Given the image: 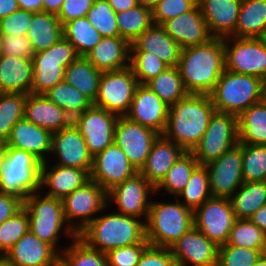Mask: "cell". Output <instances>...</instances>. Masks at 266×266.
Wrapping results in <instances>:
<instances>
[{"label": "cell", "mask_w": 266, "mask_h": 266, "mask_svg": "<svg viewBox=\"0 0 266 266\" xmlns=\"http://www.w3.org/2000/svg\"><path fill=\"white\" fill-rule=\"evenodd\" d=\"M249 220L256 224L266 234V204L255 212Z\"/></svg>", "instance_id": "cell-61"}, {"label": "cell", "mask_w": 266, "mask_h": 266, "mask_svg": "<svg viewBox=\"0 0 266 266\" xmlns=\"http://www.w3.org/2000/svg\"><path fill=\"white\" fill-rule=\"evenodd\" d=\"M24 118L51 133L72 124L71 117L44 95L27 94L24 104Z\"/></svg>", "instance_id": "cell-28"}, {"label": "cell", "mask_w": 266, "mask_h": 266, "mask_svg": "<svg viewBox=\"0 0 266 266\" xmlns=\"http://www.w3.org/2000/svg\"><path fill=\"white\" fill-rule=\"evenodd\" d=\"M27 37L34 53L46 50L63 37V25L57 15L47 12L33 13Z\"/></svg>", "instance_id": "cell-32"}, {"label": "cell", "mask_w": 266, "mask_h": 266, "mask_svg": "<svg viewBox=\"0 0 266 266\" xmlns=\"http://www.w3.org/2000/svg\"><path fill=\"white\" fill-rule=\"evenodd\" d=\"M238 143V116L215 111L206 132L191 152L199 165H208Z\"/></svg>", "instance_id": "cell-8"}, {"label": "cell", "mask_w": 266, "mask_h": 266, "mask_svg": "<svg viewBox=\"0 0 266 266\" xmlns=\"http://www.w3.org/2000/svg\"><path fill=\"white\" fill-rule=\"evenodd\" d=\"M234 194L229 199L236 219H249L266 204V181L243 182Z\"/></svg>", "instance_id": "cell-36"}, {"label": "cell", "mask_w": 266, "mask_h": 266, "mask_svg": "<svg viewBox=\"0 0 266 266\" xmlns=\"http://www.w3.org/2000/svg\"><path fill=\"white\" fill-rule=\"evenodd\" d=\"M43 95L62 108L71 119L93 105L85 95L65 81L59 82Z\"/></svg>", "instance_id": "cell-39"}, {"label": "cell", "mask_w": 266, "mask_h": 266, "mask_svg": "<svg viewBox=\"0 0 266 266\" xmlns=\"http://www.w3.org/2000/svg\"><path fill=\"white\" fill-rule=\"evenodd\" d=\"M265 85L259 77L225 70L209 95L216 111L239 116L263 99Z\"/></svg>", "instance_id": "cell-5"}, {"label": "cell", "mask_w": 266, "mask_h": 266, "mask_svg": "<svg viewBox=\"0 0 266 266\" xmlns=\"http://www.w3.org/2000/svg\"><path fill=\"white\" fill-rule=\"evenodd\" d=\"M0 55H1V34H0Z\"/></svg>", "instance_id": "cell-69"}, {"label": "cell", "mask_w": 266, "mask_h": 266, "mask_svg": "<svg viewBox=\"0 0 266 266\" xmlns=\"http://www.w3.org/2000/svg\"><path fill=\"white\" fill-rule=\"evenodd\" d=\"M138 85V80L130 66L102 72L98 95L93 105L118 116H125L130 109Z\"/></svg>", "instance_id": "cell-11"}, {"label": "cell", "mask_w": 266, "mask_h": 266, "mask_svg": "<svg viewBox=\"0 0 266 266\" xmlns=\"http://www.w3.org/2000/svg\"><path fill=\"white\" fill-rule=\"evenodd\" d=\"M107 201V191L92 180L68 194L62 200L65 220L71 223L65 233L70 234L74 240L91 223L93 215L106 208ZM75 218L82 219L78 226L71 222Z\"/></svg>", "instance_id": "cell-10"}, {"label": "cell", "mask_w": 266, "mask_h": 266, "mask_svg": "<svg viewBox=\"0 0 266 266\" xmlns=\"http://www.w3.org/2000/svg\"><path fill=\"white\" fill-rule=\"evenodd\" d=\"M198 165L199 162L193 153L191 151H185L155 187V192L161 188H165V191L175 194L178 197L179 193L185 188L193 170Z\"/></svg>", "instance_id": "cell-40"}, {"label": "cell", "mask_w": 266, "mask_h": 266, "mask_svg": "<svg viewBox=\"0 0 266 266\" xmlns=\"http://www.w3.org/2000/svg\"><path fill=\"white\" fill-rule=\"evenodd\" d=\"M130 48L131 44L120 36L102 37L85 57L101 72L120 70L130 66Z\"/></svg>", "instance_id": "cell-30"}, {"label": "cell", "mask_w": 266, "mask_h": 266, "mask_svg": "<svg viewBox=\"0 0 266 266\" xmlns=\"http://www.w3.org/2000/svg\"><path fill=\"white\" fill-rule=\"evenodd\" d=\"M41 161L24 150L8 148L0 173V192L23 200L40 189Z\"/></svg>", "instance_id": "cell-6"}, {"label": "cell", "mask_w": 266, "mask_h": 266, "mask_svg": "<svg viewBox=\"0 0 266 266\" xmlns=\"http://www.w3.org/2000/svg\"><path fill=\"white\" fill-rule=\"evenodd\" d=\"M34 54L27 36L1 34V55L32 59Z\"/></svg>", "instance_id": "cell-53"}, {"label": "cell", "mask_w": 266, "mask_h": 266, "mask_svg": "<svg viewBox=\"0 0 266 266\" xmlns=\"http://www.w3.org/2000/svg\"><path fill=\"white\" fill-rule=\"evenodd\" d=\"M178 196L183 197V205L192 211L210 199L209 175L205 165H198L192 172L185 188Z\"/></svg>", "instance_id": "cell-44"}, {"label": "cell", "mask_w": 266, "mask_h": 266, "mask_svg": "<svg viewBox=\"0 0 266 266\" xmlns=\"http://www.w3.org/2000/svg\"><path fill=\"white\" fill-rule=\"evenodd\" d=\"M7 149H8V146H7L6 141L0 139V173L3 168Z\"/></svg>", "instance_id": "cell-63"}, {"label": "cell", "mask_w": 266, "mask_h": 266, "mask_svg": "<svg viewBox=\"0 0 266 266\" xmlns=\"http://www.w3.org/2000/svg\"><path fill=\"white\" fill-rule=\"evenodd\" d=\"M263 99H264V101L266 102V85H265V88H264V95H263Z\"/></svg>", "instance_id": "cell-67"}, {"label": "cell", "mask_w": 266, "mask_h": 266, "mask_svg": "<svg viewBox=\"0 0 266 266\" xmlns=\"http://www.w3.org/2000/svg\"><path fill=\"white\" fill-rule=\"evenodd\" d=\"M78 57L74 46L64 37L50 48L35 53L32 57L31 94L43 95L56 84L64 81L65 69Z\"/></svg>", "instance_id": "cell-7"}, {"label": "cell", "mask_w": 266, "mask_h": 266, "mask_svg": "<svg viewBox=\"0 0 266 266\" xmlns=\"http://www.w3.org/2000/svg\"><path fill=\"white\" fill-rule=\"evenodd\" d=\"M149 191L155 192V188L138 172L109 190L107 198L116 202L118 213L138 219L144 215L146 220L150 207L147 201Z\"/></svg>", "instance_id": "cell-20"}, {"label": "cell", "mask_w": 266, "mask_h": 266, "mask_svg": "<svg viewBox=\"0 0 266 266\" xmlns=\"http://www.w3.org/2000/svg\"><path fill=\"white\" fill-rule=\"evenodd\" d=\"M21 10L43 12V0H17Z\"/></svg>", "instance_id": "cell-58"}, {"label": "cell", "mask_w": 266, "mask_h": 266, "mask_svg": "<svg viewBox=\"0 0 266 266\" xmlns=\"http://www.w3.org/2000/svg\"><path fill=\"white\" fill-rule=\"evenodd\" d=\"M182 48L173 40L161 25L152 24L134 42L132 52H151L157 55L168 67H177Z\"/></svg>", "instance_id": "cell-27"}, {"label": "cell", "mask_w": 266, "mask_h": 266, "mask_svg": "<svg viewBox=\"0 0 266 266\" xmlns=\"http://www.w3.org/2000/svg\"><path fill=\"white\" fill-rule=\"evenodd\" d=\"M161 26L181 48L204 44L213 38L198 4L192 10L165 21Z\"/></svg>", "instance_id": "cell-23"}, {"label": "cell", "mask_w": 266, "mask_h": 266, "mask_svg": "<svg viewBox=\"0 0 266 266\" xmlns=\"http://www.w3.org/2000/svg\"><path fill=\"white\" fill-rule=\"evenodd\" d=\"M239 143L266 145V102L251 105L238 116Z\"/></svg>", "instance_id": "cell-35"}, {"label": "cell", "mask_w": 266, "mask_h": 266, "mask_svg": "<svg viewBox=\"0 0 266 266\" xmlns=\"http://www.w3.org/2000/svg\"><path fill=\"white\" fill-rule=\"evenodd\" d=\"M24 206V200L16 195L0 192V225Z\"/></svg>", "instance_id": "cell-57"}, {"label": "cell", "mask_w": 266, "mask_h": 266, "mask_svg": "<svg viewBox=\"0 0 266 266\" xmlns=\"http://www.w3.org/2000/svg\"><path fill=\"white\" fill-rule=\"evenodd\" d=\"M116 17L117 13L112 9L108 0H94L86 15V18L102 37L120 36Z\"/></svg>", "instance_id": "cell-47"}, {"label": "cell", "mask_w": 266, "mask_h": 266, "mask_svg": "<svg viewBox=\"0 0 266 266\" xmlns=\"http://www.w3.org/2000/svg\"><path fill=\"white\" fill-rule=\"evenodd\" d=\"M170 250L176 265L217 266L219 246L195 227L184 233Z\"/></svg>", "instance_id": "cell-18"}, {"label": "cell", "mask_w": 266, "mask_h": 266, "mask_svg": "<svg viewBox=\"0 0 266 266\" xmlns=\"http://www.w3.org/2000/svg\"><path fill=\"white\" fill-rule=\"evenodd\" d=\"M93 3L94 0H64L57 17L62 25L71 20L85 17Z\"/></svg>", "instance_id": "cell-56"}, {"label": "cell", "mask_w": 266, "mask_h": 266, "mask_svg": "<svg viewBox=\"0 0 266 266\" xmlns=\"http://www.w3.org/2000/svg\"><path fill=\"white\" fill-rule=\"evenodd\" d=\"M244 182L266 181V145L242 143Z\"/></svg>", "instance_id": "cell-45"}, {"label": "cell", "mask_w": 266, "mask_h": 266, "mask_svg": "<svg viewBox=\"0 0 266 266\" xmlns=\"http://www.w3.org/2000/svg\"><path fill=\"white\" fill-rule=\"evenodd\" d=\"M136 266H176L170 248L149 245Z\"/></svg>", "instance_id": "cell-55"}, {"label": "cell", "mask_w": 266, "mask_h": 266, "mask_svg": "<svg viewBox=\"0 0 266 266\" xmlns=\"http://www.w3.org/2000/svg\"><path fill=\"white\" fill-rule=\"evenodd\" d=\"M63 37L74 46L79 56H85L102 39L86 16L66 22Z\"/></svg>", "instance_id": "cell-37"}, {"label": "cell", "mask_w": 266, "mask_h": 266, "mask_svg": "<svg viewBox=\"0 0 266 266\" xmlns=\"http://www.w3.org/2000/svg\"><path fill=\"white\" fill-rule=\"evenodd\" d=\"M118 115L92 105L72 119V124L85 139L94 156L114 142V129Z\"/></svg>", "instance_id": "cell-14"}, {"label": "cell", "mask_w": 266, "mask_h": 266, "mask_svg": "<svg viewBox=\"0 0 266 266\" xmlns=\"http://www.w3.org/2000/svg\"><path fill=\"white\" fill-rule=\"evenodd\" d=\"M47 161L41 163L39 185H45L49 192L45 194L49 197L63 200L68 194L82 187L90 180V173L75 167L56 165L47 170Z\"/></svg>", "instance_id": "cell-25"}, {"label": "cell", "mask_w": 266, "mask_h": 266, "mask_svg": "<svg viewBox=\"0 0 266 266\" xmlns=\"http://www.w3.org/2000/svg\"><path fill=\"white\" fill-rule=\"evenodd\" d=\"M32 59L0 55V93H31Z\"/></svg>", "instance_id": "cell-31"}, {"label": "cell", "mask_w": 266, "mask_h": 266, "mask_svg": "<svg viewBox=\"0 0 266 266\" xmlns=\"http://www.w3.org/2000/svg\"><path fill=\"white\" fill-rule=\"evenodd\" d=\"M209 175L212 197L230 198L244 182L242 172V143L229 149L215 161L205 165Z\"/></svg>", "instance_id": "cell-16"}, {"label": "cell", "mask_w": 266, "mask_h": 266, "mask_svg": "<svg viewBox=\"0 0 266 266\" xmlns=\"http://www.w3.org/2000/svg\"><path fill=\"white\" fill-rule=\"evenodd\" d=\"M226 39L224 37L225 70L253 75L266 82V38L233 37L232 46Z\"/></svg>", "instance_id": "cell-12"}, {"label": "cell", "mask_w": 266, "mask_h": 266, "mask_svg": "<svg viewBox=\"0 0 266 266\" xmlns=\"http://www.w3.org/2000/svg\"><path fill=\"white\" fill-rule=\"evenodd\" d=\"M56 266H63L60 262Z\"/></svg>", "instance_id": "cell-70"}, {"label": "cell", "mask_w": 266, "mask_h": 266, "mask_svg": "<svg viewBox=\"0 0 266 266\" xmlns=\"http://www.w3.org/2000/svg\"><path fill=\"white\" fill-rule=\"evenodd\" d=\"M19 9L17 0H0V20Z\"/></svg>", "instance_id": "cell-59"}, {"label": "cell", "mask_w": 266, "mask_h": 266, "mask_svg": "<svg viewBox=\"0 0 266 266\" xmlns=\"http://www.w3.org/2000/svg\"><path fill=\"white\" fill-rule=\"evenodd\" d=\"M235 220L229 198L211 197L193 211L194 227L218 246L227 243Z\"/></svg>", "instance_id": "cell-13"}, {"label": "cell", "mask_w": 266, "mask_h": 266, "mask_svg": "<svg viewBox=\"0 0 266 266\" xmlns=\"http://www.w3.org/2000/svg\"><path fill=\"white\" fill-rule=\"evenodd\" d=\"M235 37L266 38V0H242Z\"/></svg>", "instance_id": "cell-34"}, {"label": "cell", "mask_w": 266, "mask_h": 266, "mask_svg": "<svg viewBox=\"0 0 266 266\" xmlns=\"http://www.w3.org/2000/svg\"><path fill=\"white\" fill-rule=\"evenodd\" d=\"M177 67L188 93L209 95L225 71L224 38L182 48Z\"/></svg>", "instance_id": "cell-1"}, {"label": "cell", "mask_w": 266, "mask_h": 266, "mask_svg": "<svg viewBox=\"0 0 266 266\" xmlns=\"http://www.w3.org/2000/svg\"><path fill=\"white\" fill-rule=\"evenodd\" d=\"M254 266H266V258L261 255L260 258L254 264Z\"/></svg>", "instance_id": "cell-65"}, {"label": "cell", "mask_w": 266, "mask_h": 266, "mask_svg": "<svg viewBox=\"0 0 266 266\" xmlns=\"http://www.w3.org/2000/svg\"><path fill=\"white\" fill-rule=\"evenodd\" d=\"M197 4L213 37H235L242 0H199Z\"/></svg>", "instance_id": "cell-24"}, {"label": "cell", "mask_w": 266, "mask_h": 266, "mask_svg": "<svg viewBox=\"0 0 266 266\" xmlns=\"http://www.w3.org/2000/svg\"><path fill=\"white\" fill-rule=\"evenodd\" d=\"M0 266H9L3 260L0 262Z\"/></svg>", "instance_id": "cell-68"}, {"label": "cell", "mask_w": 266, "mask_h": 266, "mask_svg": "<svg viewBox=\"0 0 266 266\" xmlns=\"http://www.w3.org/2000/svg\"><path fill=\"white\" fill-rule=\"evenodd\" d=\"M169 107L146 84H139L125 116L133 122L163 134L167 125Z\"/></svg>", "instance_id": "cell-19"}, {"label": "cell", "mask_w": 266, "mask_h": 266, "mask_svg": "<svg viewBox=\"0 0 266 266\" xmlns=\"http://www.w3.org/2000/svg\"><path fill=\"white\" fill-rule=\"evenodd\" d=\"M146 85L168 106L176 104L188 92L185 90L178 67H168Z\"/></svg>", "instance_id": "cell-38"}, {"label": "cell", "mask_w": 266, "mask_h": 266, "mask_svg": "<svg viewBox=\"0 0 266 266\" xmlns=\"http://www.w3.org/2000/svg\"><path fill=\"white\" fill-rule=\"evenodd\" d=\"M215 111L210 95L188 93L169 107L163 135L185 151H192L206 132Z\"/></svg>", "instance_id": "cell-2"}, {"label": "cell", "mask_w": 266, "mask_h": 266, "mask_svg": "<svg viewBox=\"0 0 266 266\" xmlns=\"http://www.w3.org/2000/svg\"><path fill=\"white\" fill-rule=\"evenodd\" d=\"M159 133L151 128L119 116L114 129V142L120 146L130 163L138 170L145 165L151 147Z\"/></svg>", "instance_id": "cell-15"}, {"label": "cell", "mask_w": 266, "mask_h": 266, "mask_svg": "<svg viewBox=\"0 0 266 266\" xmlns=\"http://www.w3.org/2000/svg\"><path fill=\"white\" fill-rule=\"evenodd\" d=\"M132 55H130V67L139 84H146L168 68L157 55L151 52H133Z\"/></svg>", "instance_id": "cell-49"}, {"label": "cell", "mask_w": 266, "mask_h": 266, "mask_svg": "<svg viewBox=\"0 0 266 266\" xmlns=\"http://www.w3.org/2000/svg\"><path fill=\"white\" fill-rule=\"evenodd\" d=\"M185 150L163 134L155 139L139 173L155 188Z\"/></svg>", "instance_id": "cell-26"}, {"label": "cell", "mask_w": 266, "mask_h": 266, "mask_svg": "<svg viewBox=\"0 0 266 266\" xmlns=\"http://www.w3.org/2000/svg\"><path fill=\"white\" fill-rule=\"evenodd\" d=\"M150 243H139L109 250L106 253L108 266H136Z\"/></svg>", "instance_id": "cell-52"}, {"label": "cell", "mask_w": 266, "mask_h": 266, "mask_svg": "<svg viewBox=\"0 0 266 266\" xmlns=\"http://www.w3.org/2000/svg\"><path fill=\"white\" fill-rule=\"evenodd\" d=\"M54 152L60 158L56 165L75 167L91 172L93 156L86 146L85 139L73 124L52 133L50 153Z\"/></svg>", "instance_id": "cell-22"}, {"label": "cell", "mask_w": 266, "mask_h": 266, "mask_svg": "<svg viewBox=\"0 0 266 266\" xmlns=\"http://www.w3.org/2000/svg\"><path fill=\"white\" fill-rule=\"evenodd\" d=\"M264 237V231L249 219H236L226 245L262 250Z\"/></svg>", "instance_id": "cell-46"}, {"label": "cell", "mask_w": 266, "mask_h": 266, "mask_svg": "<svg viewBox=\"0 0 266 266\" xmlns=\"http://www.w3.org/2000/svg\"><path fill=\"white\" fill-rule=\"evenodd\" d=\"M29 231V218L23 207L0 225V254L3 257Z\"/></svg>", "instance_id": "cell-48"}, {"label": "cell", "mask_w": 266, "mask_h": 266, "mask_svg": "<svg viewBox=\"0 0 266 266\" xmlns=\"http://www.w3.org/2000/svg\"><path fill=\"white\" fill-rule=\"evenodd\" d=\"M27 94L0 93V139L6 141L13 126L24 118Z\"/></svg>", "instance_id": "cell-42"}, {"label": "cell", "mask_w": 266, "mask_h": 266, "mask_svg": "<svg viewBox=\"0 0 266 266\" xmlns=\"http://www.w3.org/2000/svg\"><path fill=\"white\" fill-rule=\"evenodd\" d=\"M78 237L89 247L103 253L115 248L149 243L146 240L145 222L120 213L95 217Z\"/></svg>", "instance_id": "cell-3"}, {"label": "cell", "mask_w": 266, "mask_h": 266, "mask_svg": "<svg viewBox=\"0 0 266 266\" xmlns=\"http://www.w3.org/2000/svg\"><path fill=\"white\" fill-rule=\"evenodd\" d=\"M112 9L116 12H122L138 5L137 0H108Z\"/></svg>", "instance_id": "cell-60"}, {"label": "cell", "mask_w": 266, "mask_h": 266, "mask_svg": "<svg viewBox=\"0 0 266 266\" xmlns=\"http://www.w3.org/2000/svg\"><path fill=\"white\" fill-rule=\"evenodd\" d=\"M262 256H264L266 258V234H265V237H264V246H263V249H262Z\"/></svg>", "instance_id": "cell-66"}, {"label": "cell", "mask_w": 266, "mask_h": 266, "mask_svg": "<svg viewBox=\"0 0 266 266\" xmlns=\"http://www.w3.org/2000/svg\"><path fill=\"white\" fill-rule=\"evenodd\" d=\"M116 21L120 37L130 44L153 24L151 10L140 4L117 13Z\"/></svg>", "instance_id": "cell-41"}, {"label": "cell", "mask_w": 266, "mask_h": 266, "mask_svg": "<svg viewBox=\"0 0 266 266\" xmlns=\"http://www.w3.org/2000/svg\"><path fill=\"white\" fill-rule=\"evenodd\" d=\"M9 266H56L60 253L30 230L2 257Z\"/></svg>", "instance_id": "cell-21"}, {"label": "cell", "mask_w": 266, "mask_h": 266, "mask_svg": "<svg viewBox=\"0 0 266 266\" xmlns=\"http://www.w3.org/2000/svg\"><path fill=\"white\" fill-rule=\"evenodd\" d=\"M261 255L262 250L223 244L219 246L217 266H254Z\"/></svg>", "instance_id": "cell-50"}, {"label": "cell", "mask_w": 266, "mask_h": 266, "mask_svg": "<svg viewBox=\"0 0 266 266\" xmlns=\"http://www.w3.org/2000/svg\"><path fill=\"white\" fill-rule=\"evenodd\" d=\"M101 75L102 72L97 70L85 56H79L65 69L64 81L75 87L94 104Z\"/></svg>", "instance_id": "cell-33"}, {"label": "cell", "mask_w": 266, "mask_h": 266, "mask_svg": "<svg viewBox=\"0 0 266 266\" xmlns=\"http://www.w3.org/2000/svg\"><path fill=\"white\" fill-rule=\"evenodd\" d=\"M159 0H137L138 4L146 7L152 11V9L156 6Z\"/></svg>", "instance_id": "cell-64"}, {"label": "cell", "mask_w": 266, "mask_h": 266, "mask_svg": "<svg viewBox=\"0 0 266 266\" xmlns=\"http://www.w3.org/2000/svg\"><path fill=\"white\" fill-rule=\"evenodd\" d=\"M136 173L138 170L130 163L122 148L113 142L93 156L90 180L108 192Z\"/></svg>", "instance_id": "cell-17"}, {"label": "cell", "mask_w": 266, "mask_h": 266, "mask_svg": "<svg viewBox=\"0 0 266 266\" xmlns=\"http://www.w3.org/2000/svg\"><path fill=\"white\" fill-rule=\"evenodd\" d=\"M64 0H43V11L58 15Z\"/></svg>", "instance_id": "cell-62"}, {"label": "cell", "mask_w": 266, "mask_h": 266, "mask_svg": "<svg viewBox=\"0 0 266 266\" xmlns=\"http://www.w3.org/2000/svg\"><path fill=\"white\" fill-rule=\"evenodd\" d=\"M23 207L29 218V230L56 250L59 233L66 222L62 200L49 196L41 198L33 192L24 199Z\"/></svg>", "instance_id": "cell-9"}, {"label": "cell", "mask_w": 266, "mask_h": 266, "mask_svg": "<svg viewBox=\"0 0 266 266\" xmlns=\"http://www.w3.org/2000/svg\"><path fill=\"white\" fill-rule=\"evenodd\" d=\"M177 203L150 202L145 223L146 240L152 246L170 248L192 227L193 211L181 201Z\"/></svg>", "instance_id": "cell-4"}, {"label": "cell", "mask_w": 266, "mask_h": 266, "mask_svg": "<svg viewBox=\"0 0 266 266\" xmlns=\"http://www.w3.org/2000/svg\"><path fill=\"white\" fill-rule=\"evenodd\" d=\"M196 5V0H159L151 11L153 24L162 25L165 21L192 10Z\"/></svg>", "instance_id": "cell-51"}, {"label": "cell", "mask_w": 266, "mask_h": 266, "mask_svg": "<svg viewBox=\"0 0 266 266\" xmlns=\"http://www.w3.org/2000/svg\"><path fill=\"white\" fill-rule=\"evenodd\" d=\"M33 12L17 10L0 20V34L27 36Z\"/></svg>", "instance_id": "cell-54"}, {"label": "cell", "mask_w": 266, "mask_h": 266, "mask_svg": "<svg viewBox=\"0 0 266 266\" xmlns=\"http://www.w3.org/2000/svg\"><path fill=\"white\" fill-rule=\"evenodd\" d=\"M63 251L59 261L63 266H108L106 253L89 247L78 236Z\"/></svg>", "instance_id": "cell-43"}, {"label": "cell", "mask_w": 266, "mask_h": 266, "mask_svg": "<svg viewBox=\"0 0 266 266\" xmlns=\"http://www.w3.org/2000/svg\"><path fill=\"white\" fill-rule=\"evenodd\" d=\"M51 138L52 133L49 130L22 118L13 126L6 143L8 148L24 150L45 162L44 153L51 151Z\"/></svg>", "instance_id": "cell-29"}]
</instances>
